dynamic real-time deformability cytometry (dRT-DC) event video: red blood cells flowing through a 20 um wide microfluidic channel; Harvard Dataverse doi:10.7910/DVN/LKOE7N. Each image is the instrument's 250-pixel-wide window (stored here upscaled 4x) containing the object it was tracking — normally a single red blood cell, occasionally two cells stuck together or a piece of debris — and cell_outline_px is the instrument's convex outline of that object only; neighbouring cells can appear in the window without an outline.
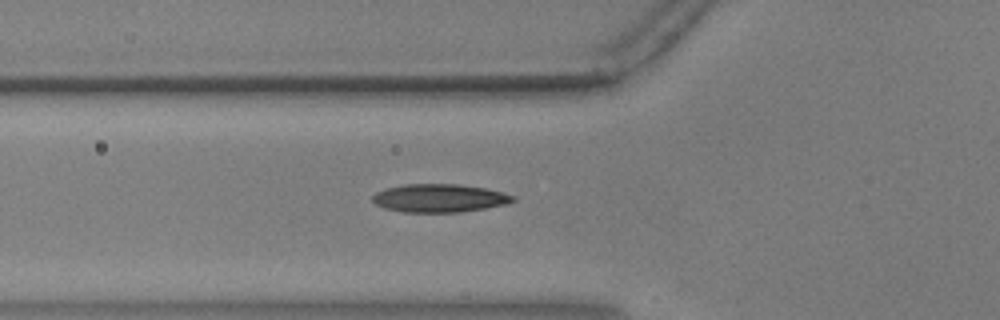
{"species": "common noctule bat (a hibernating species)", "species_latin": "Nyctalus noctula", "temperature_condition": "warm", "stored_images_in_passage": 48, "camera_frame_rate_fps": 3000, "um_per_image_px": 0.085, "animal": {"sex": "male", "body_mass_g": 17.9, "forearm_length_mm": 54.2}, "frame": {"image": 1, "passage_image": 19, "time_ms": 6.0, "image_size_px": [1000, 320], "cell_outline_px": [[516, 200], [508, 204], [460, 212], [404, 212], [384, 208], [376, 204], [372, 200], [372, 196], [376, 192], [388, 188], [404, 184], [456, 184], [484, 188], [516, 196]], "centroid_in_image_um": [37.35, 16.84], "position_along_channel_um": 88.4, "area_um2": 22.95}}
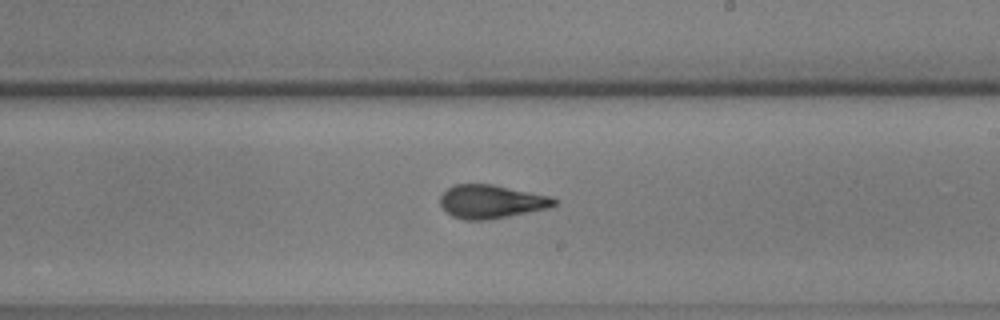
{"frame": {"image": 2, "passage_image": 32, "time_ms": 10.333, "image_size_px": [1000, 320], "cell_outline_px": [[560, 200], [556, 204], [548, 208], [488, 220], [464, 220], [452, 216], [440, 204], [440, 196], [448, 188], [456, 184], [492, 184], [552, 196]], "centroid_in_image_um": [41.79, 17.13], "position_along_channel_um": 247.2, "area_um2": 22.25}}
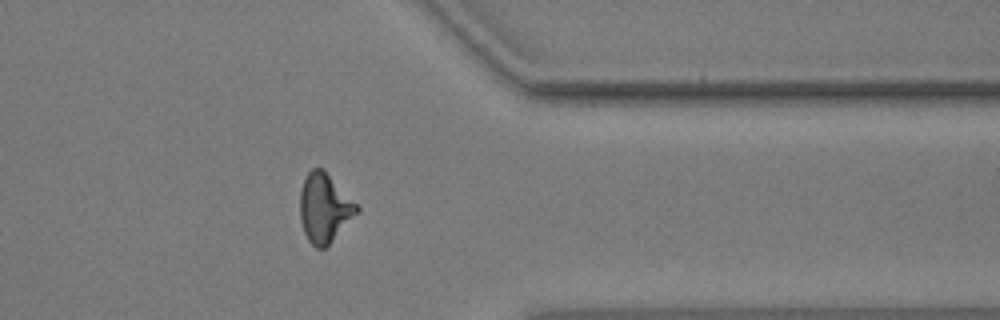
{"frame": {"image": 3, "passage_image": 44, "time_ms": 14.333, "image_size_px": [1000, 320], "cell_outline_px": [[360, 208], [332, 240], [324, 248], [316, 248], [308, 240], [304, 232], [300, 220], [300, 192], [304, 180], [308, 172], [312, 168], [324, 168], [360, 204]], "centroid_in_image_um": [27.59, 17.62], "position_along_channel_um": 383.8, "area_um2": 22.89}, "authors_computed_cell_mechanics": {"area_um2": 22.1952, "velocity_mm_per_s": 3.6443, "shape_relaxation_time_tau1_ms": 7.0141, "shape_relaxation_time_tau2_ms": 1.4763, "deformation_change_tau1": 0.2112, "deformation_change_tau2": 0.0964}}